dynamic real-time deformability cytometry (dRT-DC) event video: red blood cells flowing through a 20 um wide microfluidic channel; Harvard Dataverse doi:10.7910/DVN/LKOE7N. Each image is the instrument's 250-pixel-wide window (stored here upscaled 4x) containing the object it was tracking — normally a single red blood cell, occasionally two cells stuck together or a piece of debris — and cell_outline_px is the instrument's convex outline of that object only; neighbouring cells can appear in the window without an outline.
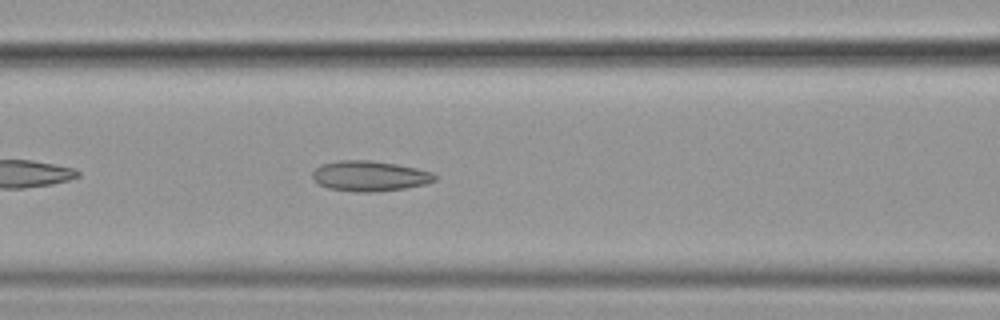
{"species": "common noctule bat (a hibernating species)", "species_latin": "Nyctalus noctula", "temperature_condition": "cold", "stored_images_in_passage": 42, "camera_frame_rate_fps": 3000, "um_per_image_px": 0.085, "animal": {"sex": "female", "body_mass_g": 19.9}, "frame": {"image": 1, "passage_image": 10, "time_ms": 3.0, "image_size_px": [1000, 320], "cell_outline_px": [[436, 180], [424, 184], [404, 188], [372, 192], [356, 192], [328, 188], [312, 180], [312, 172], [320, 164], [340, 160], [368, 160], [396, 164], [416, 168], [432, 172], [436, 176]], "centroid_in_image_um": [31.38, 14.96], "position_along_channel_um": 135.2, "area_um2": 21.56}}
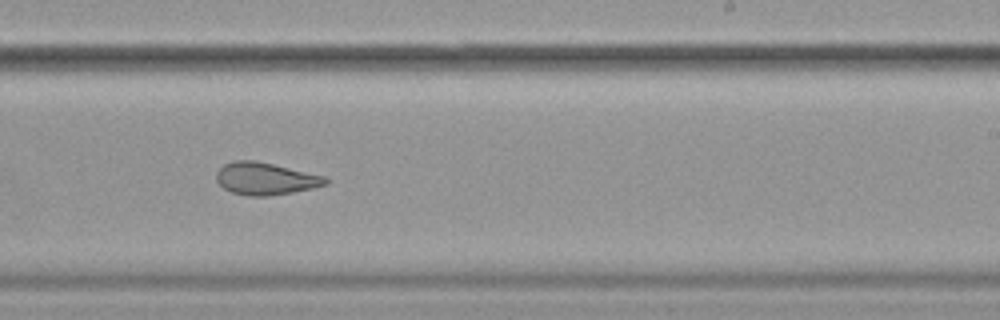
{"frame": {"image": 2, "passage_image": 21, "time_ms": 6.667, "image_size_px": [1000, 320], "cell_outline_px": [[328, 184], [312, 188], [292, 192], [268, 196], [248, 196], [232, 192], [224, 188], [216, 180], [216, 172], [224, 164], [236, 160], [256, 160], [324, 176], [328, 180]], "centroid_in_image_um": [22.54, 15.18], "position_along_channel_um": 266.5, "area_um2": 20.4}}
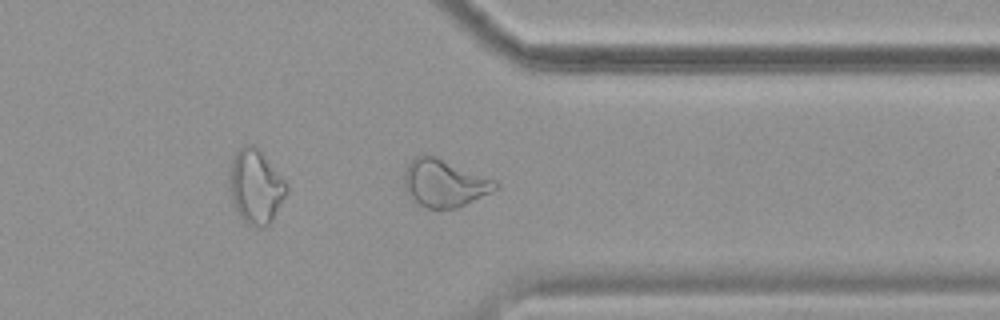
{"frame": {"image": 3, "passage_image": 30, "time_ms": 9.667, "image_size_px": [1000, 320], "cell_outline_px": [[500, 188], [456, 208], [424, 208], [416, 204], [408, 196], [404, 188], [404, 168], [416, 156], [436, 156], [496, 180]], "centroid_in_image_um": [37.74, 15.58], "position_along_channel_um": 373.7, "area_um2": 25.32}, "authors_computed_cell_mechanics": {"area_um2": 22.8021, "velocity_mm_per_s": 3.5964, "shape_relaxation_time_tau1_ms": null, "shape_relaxation_time_tau2_ms": 3.1155, "deformation_change_tau1": null, "deformation_change_tau2": 0.1129}}